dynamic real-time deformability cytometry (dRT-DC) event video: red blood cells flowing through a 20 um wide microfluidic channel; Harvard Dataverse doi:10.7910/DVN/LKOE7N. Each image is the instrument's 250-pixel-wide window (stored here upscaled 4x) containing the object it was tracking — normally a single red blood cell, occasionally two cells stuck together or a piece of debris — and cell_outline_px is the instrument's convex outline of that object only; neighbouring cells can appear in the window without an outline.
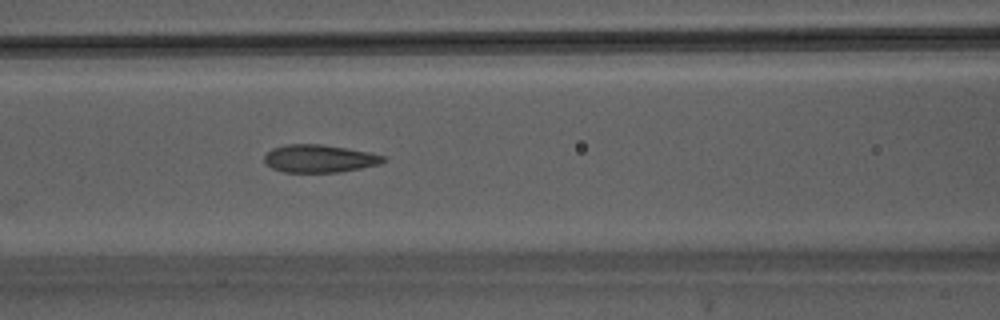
{"species": "Egyptian fruit bat (a non-hibernating species)", "species_latin": "Rousettus aegyptiacus", "temperature_condition": "warm", "stored_images_in_passage": 17, "camera_frame_rate_fps": 3000, "um_per_image_px": 0.085, "animal": {"sex": "male"}, "frame": {"image": 1, "passage_image": 5, "time_ms": 1.333, "image_size_px": [1000, 320], "cell_outline_px": [[388, 160], [380, 164], [340, 172], [284, 172], [272, 168], [264, 164], [264, 156], [272, 148], [288, 144], [320, 144], [348, 148], [368, 152], [384, 156]], "centroid_in_image_um": [27.14, 13.48], "position_along_channel_um": 139.5, "area_um2": 19.31}}
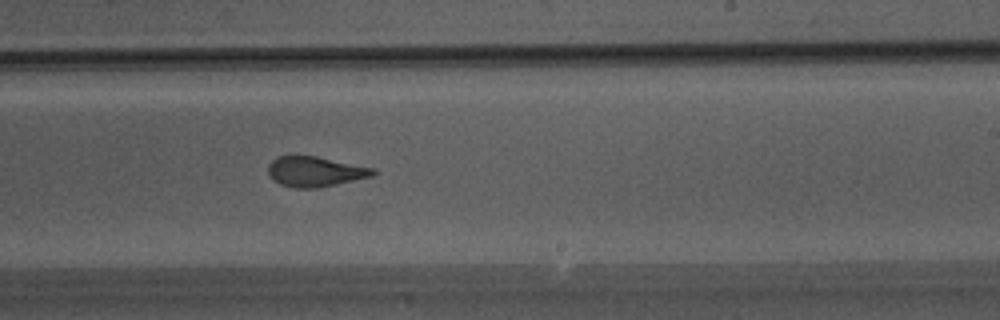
{"frame": {"image": 2, "passage_image": 13, "time_ms": 4.0, "image_size_px": [1000, 320], "cell_outline_px": [[376, 172], [372, 176], [320, 188], [296, 188], [280, 184], [272, 180], [268, 172], [268, 164], [276, 156], [292, 152], [316, 156], [376, 168]], "centroid_in_image_um": [26.73, 14.54], "position_along_channel_um": 262.3, "area_um2": 19.13}}
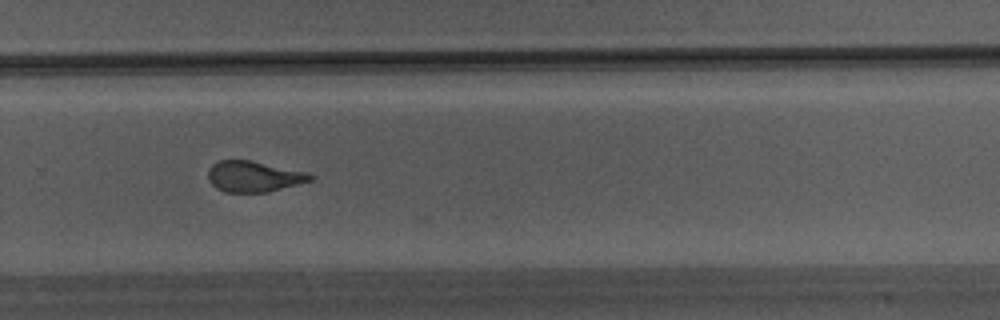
{"frame": {"image": 3, "passage_image": 16, "time_ms": 5.0, "image_size_px": [1000, 320], "cell_outline_px": [[312, 180], [268, 192], [224, 192], [216, 188], [208, 180], [208, 168], [212, 164], [220, 160], [252, 160], [308, 172], [312, 176]], "centroid_in_image_um": [21.54, 14.99], "position_along_channel_um": 308.3, "area_um2": 18.44}}